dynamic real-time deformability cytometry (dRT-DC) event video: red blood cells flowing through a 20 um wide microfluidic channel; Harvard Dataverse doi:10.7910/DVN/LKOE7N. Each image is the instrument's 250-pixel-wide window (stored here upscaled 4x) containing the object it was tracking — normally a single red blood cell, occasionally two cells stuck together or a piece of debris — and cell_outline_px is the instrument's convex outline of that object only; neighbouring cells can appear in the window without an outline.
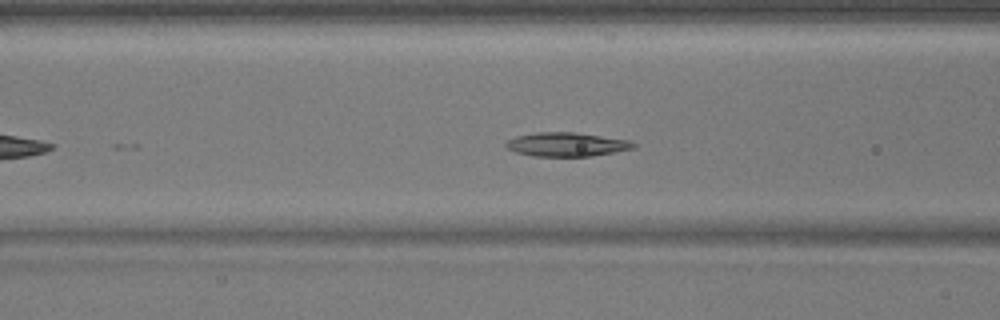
{"species": "common noctule bat (a hibernating species)", "species_latin": "Nyctalus noctula", "temperature_condition": "warm", "stored_images_in_passage": 28, "camera_frame_rate_fps": 3000, "um_per_image_px": 0.085, "animal": {"sex": "male", "body_mass_g": 17.9}, "frame": {"image": 1, "passage_image": 6, "time_ms": 1.667, "image_size_px": [1000, 320], "cell_outline_px": [[636, 144], [632, 148], [592, 156], [532, 156], [516, 152], [508, 148], [504, 144], [508, 140], [516, 136], [536, 132], [576, 132], [628, 140]], "centroid_in_image_um": [48.11, 12.27], "position_along_channel_um": 118.5, "area_um2": 17.57}}
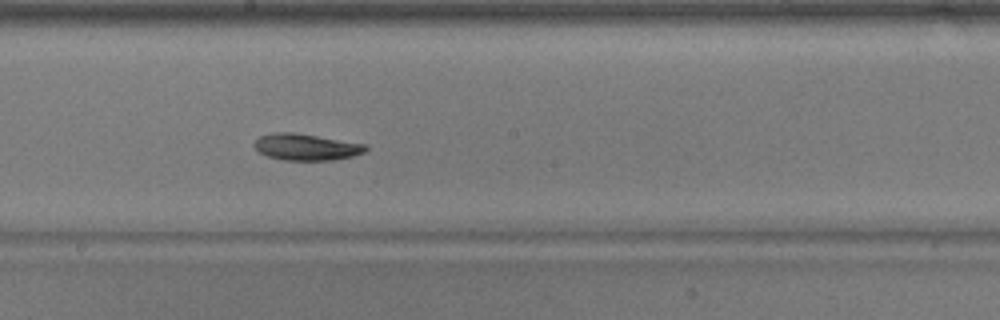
{"frame": {"image": 2, "passage_image": 14, "time_ms": 4.333, "image_size_px": [1000, 320], "cell_outline_px": [[368, 148], [364, 152], [352, 156], [332, 160], [284, 160], [268, 156], [260, 152], [252, 144], [260, 136], [272, 132], [296, 132], [368, 144]], "centroid_in_image_um": [26.04, 12.48], "position_along_channel_um": 222.2, "area_um2": 17.34}}
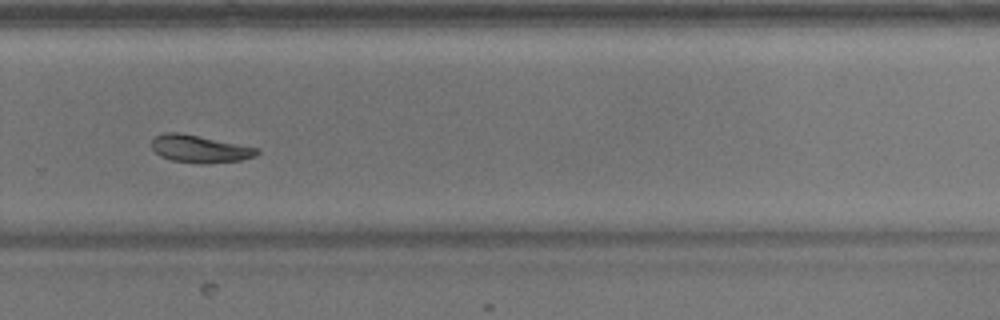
{"frame": {"image": 3, "passage_image": 21, "time_ms": 6.667, "image_size_px": [1000, 320], "cell_outline_px": [[260, 152], [256, 156], [240, 160], [172, 160], [160, 156], [152, 148], [152, 136], [164, 132], [180, 132], [260, 148]], "centroid_in_image_um": [16.95, 12.57], "position_along_channel_um": 312.9, "area_um2": 16.01}}